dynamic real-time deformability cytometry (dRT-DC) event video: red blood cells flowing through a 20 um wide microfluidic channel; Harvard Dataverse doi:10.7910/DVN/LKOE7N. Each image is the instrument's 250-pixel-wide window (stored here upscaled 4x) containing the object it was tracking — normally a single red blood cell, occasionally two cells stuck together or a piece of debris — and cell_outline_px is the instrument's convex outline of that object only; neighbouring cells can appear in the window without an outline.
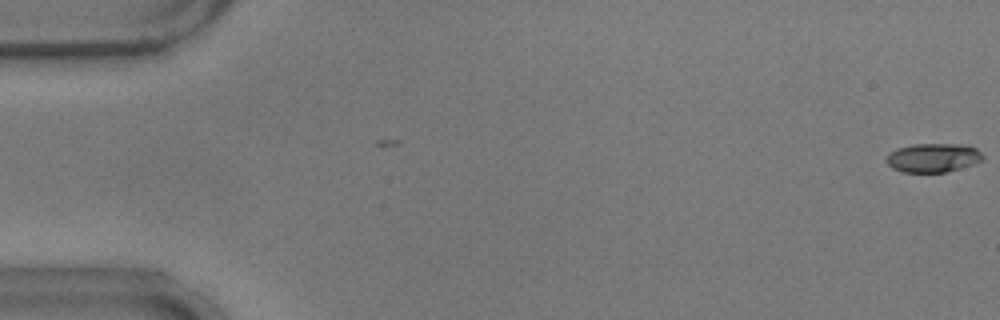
{"species": "common noctule bat (a hibernating species)", "species_latin": "Nyctalus noctula", "temperature_condition": "warm", "stored_images_in_passage": 3, "camera_frame_rate_fps": 3000, "um_per_image_px": 0.085, "animal": {"sex": "male", "body_mass_g": 17.9}, "frame": {"image": 1, "passage_image": 1, "time_ms": 0.0, "image_size_px": [1000, 320], "cell_outline_px": [[984, 160], [976, 164], [944, 172], [904, 172], [892, 168], [884, 160], [888, 152], [896, 148], [912, 144], [968, 144], [976, 148], [984, 156]], "centroid_in_image_um": [79.31, 13.39], "position_along_channel_um": 5.7, "area_um2": 16.59}}